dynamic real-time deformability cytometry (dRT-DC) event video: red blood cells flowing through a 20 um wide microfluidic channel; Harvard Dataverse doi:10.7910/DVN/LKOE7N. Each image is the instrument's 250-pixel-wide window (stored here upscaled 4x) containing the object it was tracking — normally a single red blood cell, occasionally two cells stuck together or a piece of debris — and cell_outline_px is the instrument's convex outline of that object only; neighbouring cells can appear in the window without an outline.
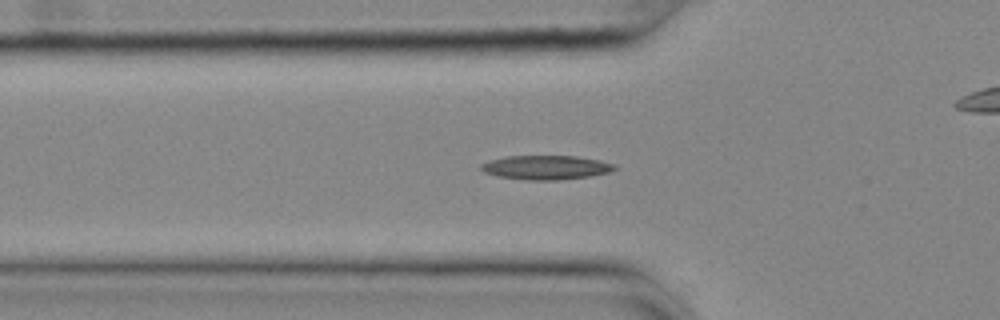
{"species": "common noctule bat (a hibernating species)", "species_latin": "Nyctalus noctula", "temperature_condition": "cold", "stored_images_in_passage": 49, "camera_frame_rate_fps": 3000, "um_per_image_px": 0.085, "animal": {"sex": "female", "body_mass_g": 25.1}, "frame": {"image": 1, "passage_image": 11, "time_ms": 3.333, "image_size_px": [1000, 320], "cell_outline_px": [[620, 168], [608, 172], [588, 176], [560, 180], [528, 180], [500, 176], [484, 172], [480, 168], [480, 164], [492, 160], [508, 156], [576, 156], [600, 160], [616, 164]], "centroid_in_image_um": [46.47, 14.23], "position_along_channel_um": 79.3, "area_um2": 18.67}}
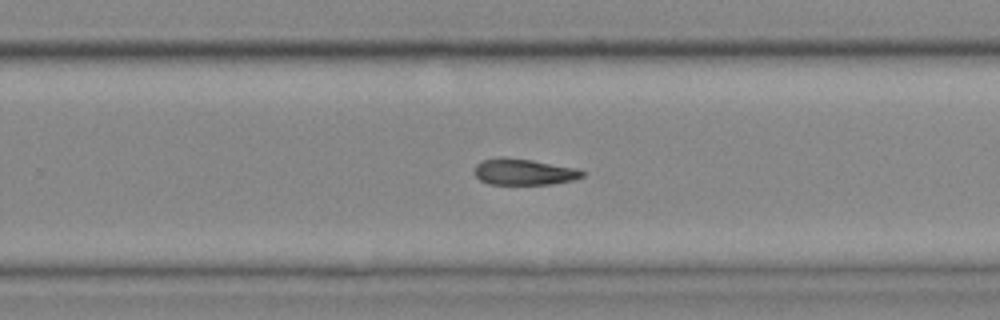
{"frame": {"image": 2, "passage_image": 28, "time_ms": 9.0, "image_size_px": [1000, 320], "cell_outline_px": [[584, 176], [576, 180], [548, 184], [488, 184], [480, 180], [472, 172], [476, 164], [480, 160], [500, 156], [532, 160], [576, 168], [584, 172]], "centroid_in_image_um": [44.48, 14.6], "position_along_channel_um": 285.3, "area_um2": 16.7}}
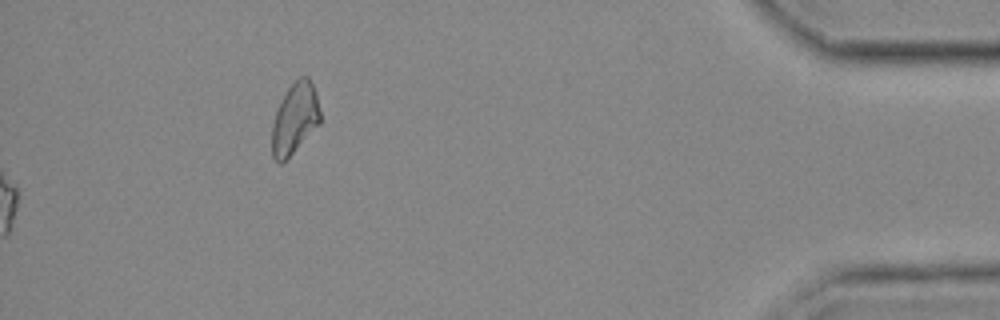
{"frame": {"image": 3, "passage_image": 49, "time_ms": 16.0, "image_size_px": [1000, 320], "cell_outline_px": [[320, 124], [280, 164], [272, 156], [272, 124], [276, 108], [280, 100], [288, 88], [300, 76], [308, 76], [316, 92], [320, 112]], "centroid_in_image_um": [25.05, 10.04], "position_along_channel_um": 410.2, "area_um2": 19.77}, "authors_computed_cell_mechanics": {"area_um2": 17.2244, "velocity_mm_per_s": 3.6305, "shape_relaxation_time_tau1_ms": 5.4975, "shape_relaxation_time_tau2_ms": 6.0471, "deformation_change_tau1": 0.1145, "deformation_change_tau2": 0.1275}}